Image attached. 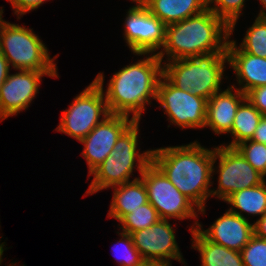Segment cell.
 Segmentation results:
<instances>
[{
  "instance_id": "1",
  "label": "cell",
  "mask_w": 266,
  "mask_h": 266,
  "mask_svg": "<svg viewBox=\"0 0 266 266\" xmlns=\"http://www.w3.org/2000/svg\"><path fill=\"white\" fill-rule=\"evenodd\" d=\"M142 56L113 73L104 90L105 76L100 72L94 81L102 88L110 114H122L141 121L147 105L156 100L157 87L163 76V62L157 54L134 53Z\"/></svg>"
},
{
  "instance_id": "2",
  "label": "cell",
  "mask_w": 266,
  "mask_h": 266,
  "mask_svg": "<svg viewBox=\"0 0 266 266\" xmlns=\"http://www.w3.org/2000/svg\"><path fill=\"white\" fill-rule=\"evenodd\" d=\"M208 149L197 140L185 145L152 149L151 162L205 215L214 184V146Z\"/></svg>"
},
{
  "instance_id": "3",
  "label": "cell",
  "mask_w": 266,
  "mask_h": 266,
  "mask_svg": "<svg viewBox=\"0 0 266 266\" xmlns=\"http://www.w3.org/2000/svg\"><path fill=\"white\" fill-rule=\"evenodd\" d=\"M230 38V26L206 9L198 15L167 25L165 42L157 56L162 62H167L226 52Z\"/></svg>"
},
{
  "instance_id": "4",
  "label": "cell",
  "mask_w": 266,
  "mask_h": 266,
  "mask_svg": "<svg viewBox=\"0 0 266 266\" xmlns=\"http://www.w3.org/2000/svg\"><path fill=\"white\" fill-rule=\"evenodd\" d=\"M139 128L140 121H134L120 135L110 155L89 174L93 179L84 197L132 181L130 178L136 170L139 176L142 175L144 168L151 162L152 149L140 151Z\"/></svg>"
},
{
  "instance_id": "5",
  "label": "cell",
  "mask_w": 266,
  "mask_h": 266,
  "mask_svg": "<svg viewBox=\"0 0 266 266\" xmlns=\"http://www.w3.org/2000/svg\"><path fill=\"white\" fill-rule=\"evenodd\" d=\"M227 64V52L175 59L163 62V76L176 88L208 101L214 93L221 90L223 79L228 78L224 73Z\"/></svg>"
},
{
  "instance_id": "6",
  "label": "cell",
  "mask_w": 266,
  "mask_h": 266,
  "mask_svg": "<svg viewBox=\"0 0 266 266\" xmlns=\"http://www.w3.org/2000/svg\"><path fill=\"white\" fill-rule=\"evenodd\" d=\"M0 51L14 70L37 72H58L55 60L49 49L32 28L7 22L0 24Z\"/></svg>"
},
{
  "instance_id": "7",
  "label": "cell",
  "mask_w": 266,
  "mask_h": 266,
  "mask_svg": "<svg viewBox=\"0 0 266 266\" xmlns=\"http://www.w3.org/2000/svg\"><path fill=\"white\" fill-rule=\"evenodd\" d=\"M140 178L146 187L148 202L156 209L160 219H194L189 231L197 229L200 209L183 195L152 162L144 168Z\"/></svg>"
},
{
  "instance_id": "8",
  "label": "cell",
  "mask_w": 266,
  "mask_h": 266,
  "mask_svg": "<svg viewBox=\"0 0 266 266\" xmlns=\"http://www.w3.org/2000/svg\"><path fill=\"white\" fill-rule=\"evenodd\" d=\"M61 115L55 131L80 141L109 116L110 112L102 88L93 80Z\"/></svg>"
},
{
  "instance_id": "9",
  "label": "cell",
  "mask_w": 266,
  "mask_h": 266,
  "mask_svg": "<svg viewBox=\"0 0 266 266\" xmlns=\"http://www.w3.org/2000/svg\"><path fill=\"white\" fill-rule=\"evenodd\" d=\"M217 161L219 162L217 163ZM216 173H218V186L211 189V197L223 202L233 193L257 186L266 179L247 162L235 147L222 144L214 147L212 176Z\"/></svg>"
},
{
  "instance_id": "10",
  "label": "cell",
  "mask_w": 266,
  "mask_h": 266,
  "mask_svg": "<svg viewBox=\"0 0 266 266\" xmlns=\"http://www.w3.org/2000/svg\"><path fill=\"white\" fill-rule=\"evenodd\" d=\"M156 102L167 115L170 125L179 129L205 128L207 100L176 88L164 76L157 87Z\"/></svg>"
},
{
  "instance_id": "11",
  "label": "cell",
  "mask_w": 266,
  "mask_h": 266,
  "mask_svg": "<svg viewBox=\"0 0 266 266\" xmlns=\"http://www.w3.org/2000/svg\"><path fill=\"white\" fill-rule=\"evenodd\" d=\"M132 5L124 20L123 39L131 53L158 54L165 42L166 25L151 14L140 0Z\"/></svg>"
},
{
  "instance_id": "12",
  "label": "cell",
  "mask_w": 266,
  "mask_h": 266,
  "mask_svg": "<svg viewBox=\"0 0 266 266\" xmlns=\"http://www.w3.org/2000/svg\"><path fill=\"white\" fill-rule=\"evenodd\" d=\"M170 220L160 219L150 227L130 233L135 248L146 263H161L172 266L176 260L187 266L176 240Z\"/></svg>"
},
{
  "instance_id": "13",
  "label": "cell",
  "mask_w": 266,
  "mask_h": 266,
  "mask_svg": "<svg viewBox=\"0 0 266 266\" xmlns=\"http://www.w3.org/2000/svg\"><path fill=\"white\" fill-rule=\"evenodd\" d=\"M44 76L59 78L58 72L18 70L9 73L0 88V121L26 111L39 93Z\"/></svg>"
},
{
  "instance_id": "14",
  "label": "cell",
  "mask_w": 266,
  "mask_h": 266,
  "mask_svg": "<svg viewBox=\"0 0 266 266\" xmlns=\"http://www.w3.org/2000/svg\"><path fill=\"white\" fill-rule=\"evenodd\" d=\"M130 116L110 114L79 142L83 144L82 157L86 160L89 174L97 168L113 150L120 135L134 122Z\"/></svg>"
},
{
  "instance_id": "15",
  "label": "cell",
  "mask_w": 266,
  "mask_h": 266,
  "mask_svg": "<svg viewBox=\"0 0 266 266\" xmlns=\"http://www.w3.org/2000/svg\"><path fill=\"white\" fill-rule=\"evenodd\" d=\"M198 223L197 230L209 241L240 252L254 235V223L226 210L212 225L204 229Z\"/></svg>"
},
{
  "instance_id": "16",
  "label": "cell",
  "mask_w": 266,
  "mask_h": 266,
  "mask_svg": "<svg viewBox=\"0 0 266 266\" xmlns=\"http://www.w3.org/2000/svg\"><path fill=\"white\" fill-rule=\"evenodd\" d=\"M228 66L234 71L237 86H232L246 94L260 86H266V58L244 52L236 43L229 39L227 45ZM239 86V87H238Z\"/></svg>"
},
{
  "instance_id": "17",
  "label": "cell",
  "mask_w": 266,
  "mask_h": 266,
  "mask_svg": "<svg viewBox=\"0 0 266 266\" xmlns=\"http://www.w3.org/2000/svg\"><path fill=\"white\" fill-rule=\"evenodd\" d=\"M246 99V94L234 86L214 93L207 101L206 123L217 135L229 134L240 104Z\"/></svg>"
},
{
  "instance_id": "18",
  "label": "cell",
  "mask_w": 266,
  "mask_h": 266,
  "mask_svg": "<svg viewBox=\"0 0 266 266\" xmlns=\"http://www.w3.org/2000/svg\"><path fill=\"white\" fill-rule=\"evenodd\" d=\"M166 26L208 9V0H140Z\"/></svg>"
},
{
  "instance_id": "19",
  "label": "cell",
  "mask_w": 266,
  "mask_h": 266,
  "mask_svg": "<svg viewBox=\"0 0 266 266\" xmlns=\"http://www.w3.org/2000/svg\"><path fill=\"white\" fill-rule=\"evenodd\" d=\"M113 188L108 218H115L118 222L127 214L148 203L146 187L140 177Z\"/></svg>"
},
{
  "instance_id": "20",
  "label": "cell",
  "mask_w": 266,
  "mask_h": 266,
  "mask_svg": "<svg viewBox=\"0 0 266 266\" xmlns=\"http://www.w3.org/2000/svg\"><path fill=\"white\" fill-rule=\"evenodd\" d=\"M191 235V248L200 253V266H244L241 252L207 240L197 229Z\"/></svg>"
},
{
  "instance_id": "21",
  "label": "cell",
  "mask_w": 266,
  "mask_h": 266,
  "mask_svg": "<svg viewBox=\"0 0 266 266\" xmlns=\"http://www.w3.org/2000/svg\"><path fill=\"white\" fill-rule=\"evenodd\" d=\"M224 202L230 205L229 211L246 220L249 215L260 218L266 212V179L257 186L233 193Z\"/></svg>"
},
{
  "instance_id": "22",
  "label": "cell",
  "mask_w": 266,
  "mask_h": 266,
  "mask_svg": "<svg viewBox=\"0 0 266 266\" xmlns=\"http://www.w3.org/2000/svg\"><path fill=\"white\" fill-rule=\"evenodd\" d=\"M263 115L246 98L239 106L232 129L229 134L231 142L223 143L228 147H235L243 141L251 140Z\"/></svg>"
},
{
  "instance_id": "23",
  "label": "cell",
  "mask_w": 266,
  "mask_h": 266,
  "mask_svg": "<svg viewBox=\"0 0 266 266\" xmlns=\"http://www.w3.org/2000/svg\"><path fill=\"white\" fill-rule=\"evenodd\" d=\"M160 220L156 209L148 202L125 215L118 224L119 231L130 234L146 229ZM121 229V230H120Z\"/></svg>"
},
{
  "instance_id": "24",
  "label": "cell",
  "mask_w": 266,
  "mask_h": 266,
  "mask_svg": "<svg viewBox=\"0 0 266 266\" xmlns=\"http://www.w3.org/2000/svg\"><path fill=\"white\" fill-rule=\"evenodd\" d=\"M238 46L246 53L266 58V18L256 16Z\"/></svg>"
},
{
  "instance_id": "25",
  "label": "cell",
  "mask_w": 266,
  "mask_h": 266,
  "mask_svg": "<svg viewBox=\"0 0 266 266\" xmlns=\"http://www.w3.org/2000/svg\"><path fill=\"white\" fill-rule=\"evenodd\" d=\"M121 238L113 245L115 260L119 266H144L146 261L135 248L130 234L116 232ZM112 253V254H113Z\"/></svg>"
},
{
  "instance_id": "26",
  "label": "cell",
  "mask_w": 266,
  "mask_h": 266,
  "mask_svg": "<svg viewBox=\"0 0 266 266\" xmlns=\"http://www.w3.org/2000/svg\"><path fill=\"white\" fill-rule=\"evenodd\" d=\"M245 2L246 0H208V9L230 26L232 36L239 18L243 15Z\"/></svg>"
},
{
  "instance_id": "27",
  "label": "cell",
  "mask_w": 266,
  "mask_h": 266,
  "mask_svg": "<svg viewBox=\"0 0 266 266\" xmlns=\"http://www.w3.org/2000/svg\"><path fill=\"white\" fill-rule=\"evenodd\" d=\"M235 148L259 174L266 177V144L246 140Z\"/></svg>"
},
{
  "instance_id": "28",
  "label": "cell",
  "mask_w": 266,
  "mask_h": 266,
  "mask_svg": "<svg viewBox=\"0 0 266 266\" xmlns=\"http://www.w3.org/2000/svg\"><path fill=\"white\" fill-rule=\"evenodd\" d=\"M240 252L244 266H266V239L254 234Z\"/></svg>"
},
{
  "instance_id": "29",
  "label": "cell",
  "mask_w": 266,
  "mask_h": 266,
  "mask_svg": "<svg viewBox=\"0 0 266 266\" xmlns=\"http://www.w3.org/2000/svg\"><path fill=\"white\" fill-rule=\"evenodd\" d=\"M11 3L13 14L17 16V20L21 19L26 13L38 9L44 2L48 0H6Z\"/></svg>"
},
{
  "instance_id": "30",
  "label": "cell",
  "mask_w": 266,
  "mask_h": 266,
  "mask_svg": "<svg viewBox=\"0 0 266 266\" xmlns=\"http://www.w3.org/2000/svg\"><path fill=\"white\" fill-rule=\"evenodd\" d=\"M246 98L263 116H266V86L248 91Z\"/></svg>"
},
{
  "instance_id": "31",
  "label": "cell",
  "mask_w": 266,
  "mask_h": 266,
  "mask_svg": "<svg viewBox=\"0 0 266 266\" xmlns=\"http://www.w3.org/2000/svg\"><path fill=\"white\" fill-rule=\"evenodd\" d=\"M251 140L266 144V116L260 120Z\"/></svg>"
},
{
  "instance_id": "32",
  "label": "cell",
  "mask_w": 266,
  "mask_h": 266,
  "mask_svg": "<svg viewBox=\"0 0 266 266\" xmlns=\"http://www.w3.org/2000/svg\"><path fill=\"white\" fill-rule=\"evenodd\" d=\"M254 234L266 239V212L254 221Z\"/></svg>"
},
{
  "instance_id": "33",
  "label": "cell",
  "mask_w": 266,
  "mask_h": 266,
  "mask_svg": "<svg viewBox=\"0 0 266 266\" xmlns=\"http://www.w3.org/2000/svg\"><path fill=\"white\" fill-rule=\"evenodd\" d=\"M10 66L7 59L0 51V88L2 84L6 81L9 73H10Z\"/></svg>"
},
{
  "instance_id": "34",
  "label": "cell",
  "mask_w": 266,
  "mask_h": 266,
  "mask_svg": "<svg viewBox=\"0 0 266 266\" xmlns=\"http://www.w3.org/2000/svg\"><path fill=\"white\" fill-rule=\"evenodd\" d=\"M258 1V0H257ZM262 5L257 16L266 18V0H259Z\"/></svg>"
},
{
  "instance_id": "35",
  "label": "cell",
  "mask_w": 266,
  "mask_h": 266,
  "mask_svg": "<svg viewBox=\"0 0 266 266\" xmlns=\"http://www.w3.org/2000/svg\"><path fill=\"white\" fill-rule=\"evenodd\" d=\"M0 238H1L0 239V241H1L2 240V236ZM5 244H6V242H1L0 243V265L2 264V261H3V257H2L3 256V253L7 249V247L5 246Z\"/></svg>"
},
{
  "instance_id": "36",
  "label": "cell",
  "mask_w": 266,
  "mask_h": 266,
  "mask_svg": "<svg viewBox=\"0 0 266 266\" xmlns=\"http://www.w3.org/2000/svg\"><path fill=\"white\" fill-rule=\"evenodd\" d=\"M144 266H170V265L161 264V263H146Z\"/></svg>"
},
{
  "instance_id": "37",
  "label": "cell",
  "mask_w": 266,
  "mask_h": 266,
  "mask_svg": "<svg viewBox=\"0 0 266 266\" xmlns=\"http://www.w3.org/2000/svg\"><path fill=\"white\" fill-rule=\"evenodd\" d=\"M3 10H4L3 7H0V24H1V21L3 20V19H2V18H3L2 15H3V13H4Z\"/></svg>"
}]
</instances>
